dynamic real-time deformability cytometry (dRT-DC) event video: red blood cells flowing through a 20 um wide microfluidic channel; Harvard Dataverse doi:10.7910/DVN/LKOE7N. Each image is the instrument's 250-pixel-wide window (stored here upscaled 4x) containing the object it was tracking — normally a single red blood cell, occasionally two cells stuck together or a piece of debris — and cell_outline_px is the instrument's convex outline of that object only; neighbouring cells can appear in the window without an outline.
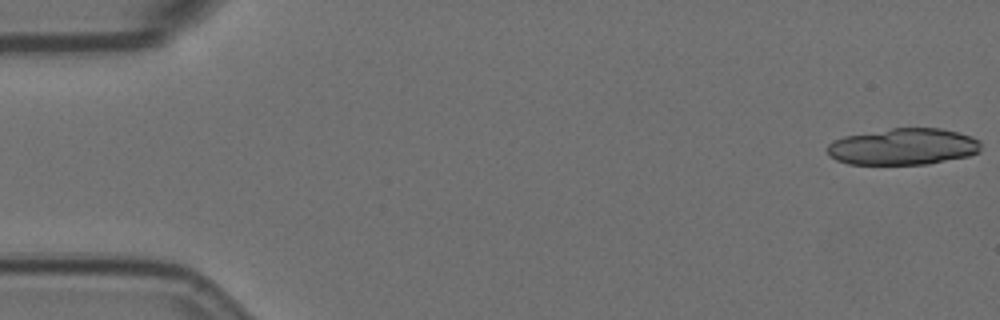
{"species": "Egyptian fruit bat (a non-hibernating species)", "species_latin": "Rousettus aegyptiacus", "temperature_condition": "room temperature", "stored_images_in_passage": 7, "camera_frame_rate_fps": 3000, "um_per_image_px": 0.085, "animal": {"sex": "female"}, "frame": {"image": 1, "passage_image": 1, "time_ms": 0.0, "image_size_px": [1000, 320], "cell_outline_px": [[980, 152], [968, 156], [928, 164], [848, 164], [836, 160], [828, 152], [828, 144], [832, 140], [844, 136], [892, 128], [940, 128], [972, 136], [980, 140]], "centroid_in_image_um": [76.79, 12.46], "position_along_channel_um": 8.2, "area_um2": 32.71}}
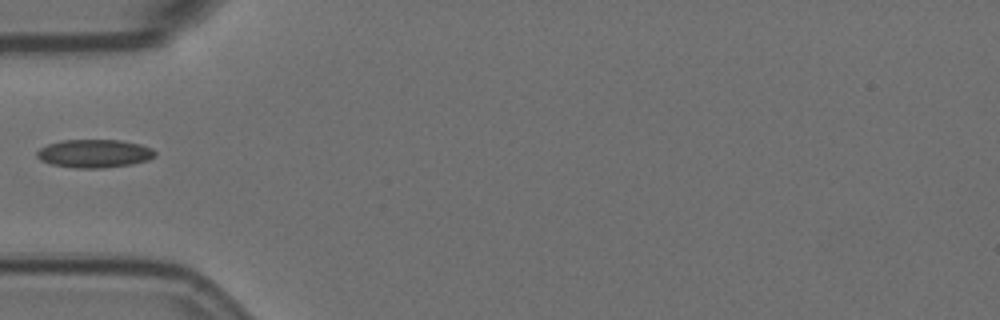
{"frame": {"image": 2, "passage_image": 6, "time_ms": 6.0, "image_size_px": [1000, 320], "cell_outline_px": [[156, 156], [148, 160], [132, 164], [104, 168], [76, 168], [52, 164], [40, 160], [36, 156], [36, 152], [40, 148], [48, 144], [64, 140], [120, 140], [140, 144], [152, 148], [156, 152]], "centroid_in_image_um": [8.04, 13.05], "position_along_channel_um": 77.0, "area_um2": 19.48}}
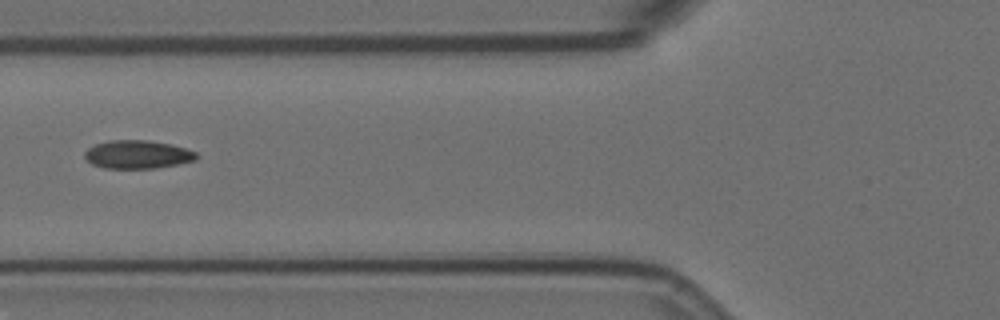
{"frame": {"image": 3, "passage_image": 7, "time_ms": 7.0, "image_size_px": [1000, 320], "cell_outline_px": [[200, 156], [196, 160], [156, 168], [104, 168], [92, 164], [84, 156], [84, 152], [88, 148], [96, 144], [108, 140], [148, 140], [168, 144], [184, 148], [196, 152]], "centroid_in_image_um": [11.68, 13.13], "position_along_channel_um": 114.1, "area_um2": 18.32}}